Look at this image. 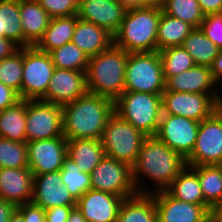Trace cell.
<instances>
[{"instance_id": "41", "label": "cell", "mask_w": 222, "mask_h": 222, "mask_svg": "<svg viewBox=\"0 0 222 222\" xmlns=\"http://www.w3.org/2000/svg\"><path fill=\"white\" fill-rule=\"evenodd\" d=\"M25 222H46L45 210L33 202L17 206Z\"/></svg>"}, {"instance_id": "50", "label": "cell", "mask_w": 222, "mask_h": 222, "mask_svg": "<svg viewBox=\"0 0 222 222\" xmlns=\"http://www.w3.org/2000/svg\"><path fill=\"white\" fill-rule=\"evenodd\" d=\"M66 222H87L84 218L82 212L79 210V208L76 206L72 209L70 212L69 218Z\"/></svg>"}, {"instance_id": "19", "label": "cell", "mask_w": 222, "mask_h": 222, "mask_svg": "<svg viewBox=\"0 0 222 222\" xmlns=\"http://www.w3.org/2000/svg\"><path fill=\"white\" fill-rule=\"evenodd\" d=\"M44 210L55 206L77 205L66 186L60 171L34 175L32 200Z\"/></svg>"}, {"instance_id": "27", "label": "cell", "mask_w": 222, "mask_h": 222, "mask_svg": "<svg viewBox=\"0 0 222 222\" xmlns=\"http://www.w3.org/2000/svg\"><path fill=\"white\" fill-rule=\"evenodd\" d=\"M116 222H158L151 194H137L123 200Z\"/></svg>"}, {"instance_id": "20", "label": "cell", "mask_w": 222, "mask_h": 222, "mask_svg": "<svg viewBox=\"0 0 222 222\" xmlns=\"http://www.w3.org/2000/svg\"><path fill=\"white\" fill-rule=\"evenodd\" d=\"M34 174L29 168H0V198L16 206L32 200Z\"/></svg>"}, {"instance_id": "45", "label": "cell", "mask_w": 222, "mask_h": 222, "mask_svg": "<svg viewBox=\"0 0 222 222\" xmlns=\"http://www.w3.org/2000/svg\"><path fill=\"white\" fill-rule=\"evenodd\" d=\"M19 48L20 47L12 40L5 37H0V61L11 56Z\"/></svg>"}, {"instance_id": "4", "label": "cell", "mask_w": 222, "mask_h": 222, "mask_svg": "<svg viewBox=\"0 0 222 222\" xmlns=\"http://www.w3.org/2000/svg\"><path fill=\"white\" fill-rule=\"evenodd\" d=\"M162 9L137 8L127 10L113 35V44L128 53L157 51V30Z\"/></svg>"}, {"instance_id": "21", "label": "cell", "mask_w": 222, "mask_h": 222, "mask_svg": "<svg viewBox=\"0 0 222 222\" xmlns=\"http://www.w3.org/2000/svg\"><path fill=\"white\" fill-rule=\"evenodd\" d=\"M210 67L195 65L165 79L164 91L220 94ZM220 91V92H219Z\"/></svg>"}, {"instance_id": "22", "label": "cell", "mask_w": 222, "mask_h": 222, "mask_svg": "<svg viewBox=\"0 0 222 222\" xmlns=\"http://www.w3.org/2000/svg\"><path fill=\"white\" fill-rule=\"evenodd\" d=\"M71 42L90 58L108 49L113 44V35L106 29L81 20L77 16V24Z\"/></svg>"}, {"instance_id": "24", "label": "cell", "mask_w": 222, "mask_h": 222, "mask_svg": "<svg viewBox=\"0 0 222 222\" xmlns=\"http://www.w3.org/2000/svg\"><path fill=\"white\" fill-rule=\"evenodd\" d=\"M67 156L81 172L90 174L106 155L99 139H72L67 140Z\"/></svg>"}, {"instance_id": "52", "label": "cell", "mask_w": 222, "mask_h": 222, "mask_svg": "<svg viewBox=\"0 0 222 222\" xmlns=\"http://www.w3.org/2000/svg\"><path fill=\"white\" fill-rule=\"evenodd\" d=\"M9 222H25L22 214L16 209L15 212L12 214Z\"/></svg>"}, {"instance_id": "38", "label": "cell", "mask_w": 222, "mask_h": 222, "mask_svg": "<svg viewBox=\"0 0 222 222\" xmlns=\"http://www.w3.org/2000/svg\"><path fill=\"white\" fill-rule=\"evenodd\" d=\"M0 168H28L26 142L0 137Z\"/></svg>"}, {"instance_id": "40", "label": "cell", "mask_w": 222, "mask_h": 222, "mask_svg": "<svg viewBox=\"0 0 222 222\" xmlns=\"http://www.w3.org/2000/svg\"><path fill=\"white\" fill-rule=\"evenodd\" d=\"M200 29L213 44L222 50V13L205 15Z\"/></svg>"}, {"instance_id": "29", "label": "cell", "mask_w": 222, "mask_h": 222, "mask_svg": "<svg viewBox=\"0 0 222 222\" xmlns=\"http://www.w3.org/2000/svg\"><path fill=\"white\" fill-rule=\"evenodd\" d=\"M193 29L194 27L189 23L171 17L162 11L157 30V51L182 46L183 41Z\"/></svg>"}, {"instance_id": "16", "label": "cell", "mask_w": 222, "mask_h": 222, "mask_svg": "<svg viewBox=\"0 0 222 222\" xmlns=\"http://www.w3.org/2000/svg\"><path fill=\"white\" fill-rule=\"evenodd\" d=\"M158 222H209V205H196L171 197L166 191L151 194Z\"/></svg>"}, {"instance_id": "36", "label": "cell", "mask_w": 222, "mask_h": 222, "mask_svg": "<svg viewBox=\"0 0 222 222\" xmlns=\"http://www.w3.org/2000/svg\"><path fill=\"white\" fill-rule=\"evenodd\" d=\"M164 78L175 76L195 66L191 55L182 47L174 46L159 51Z\"/></svg>"}, {"instance_id": "10", "label": "cell", "mask_w": 222, "mask_h": 222, "mask_svg": "<svg viewBox=\"0 0 222 222\" xmlns=\"http://www.w3.org/2000/svg\"><path fill=\"white\" fill-rule=\"evenodd\" d=\"M63 136L62 106L26 100V142Z\"/></svg>"}, {"instance_id": "48", "label": "cell", "mask_w": 222, "mask_h": 222, "mask_svg": "<svg viewBox=\"0 0 222 222\" xmlns=\"http://www.w3.org/2000/svg\"><path fill=\"white\" fill-rule=\"evenodd\" d=\"M209 222H222V201L210 207Z\"/></svg>"}, {"instance_id": "43", "label": "cell", "mask_w": 222, "mask_h": 222, "mask_svg": "<svg viewBox=\"0 0 222 222\" xmlns=\"http://www.w3.org/2000/svg\"><path fill=\"white\" fill-rule=\"evenodd\" d=\"M19 100L20 97L15 90L0 82V111L14 105Z\"/></svg>"}, {"instance_id": "5", "label": "cell", "mask_w": 222, "mask_h": 222, "mask_svg": "<svg viewBox=\"0 0 222 222\" xmlns=\"http://www.w3.org/2000/svg\"><path fill=\"white\" fill-rule=\"evenodd\" d=\"M161 95L124 91L114 101V113L146 136H155L162 115Z\"/></svg>"}, {"instance_id": "34", "label": "cell", "mask_w": 222, "mask_h": 222, "mask_svg": "<svg viewBox=\"0 0 222 222\" xmlns=\"http://www.w3.org/2000/svg\"><path fill=\"white\" fill-rule=\"evenodd\" d=\"M62 184L66 186L72 197L77 201L83 194L92 189L91 175L81 172L77 164L66 156L60 170Z\"/></svg>"}, {"instance_id": "15", "label": "cell", "mask_w": 222, "mask_h": 222, "mask_svg": "<svg viewBox=\"0 0 222 222\" xmlns=\"http://www.w3.org/2000/svg\"><path fill=\"white\" fill-rule=\"evenodd\" d=\"M88 92L86 72L55 68L46 94L40 100L63 106Z\"/></svg>"}, {"instance_id": "26", "label": "cell", "mask_w": 222, "mask_h": 222, "mask_svg": "<svg viewBox=\"0 0 222 222\" xmlns=\"http://www.w3.org/2000/svg\"><path fill=\"white\" fill-rule=\"evenodd\" d=\"M77 24V15L51 18L48 28L35 47L43 52L62 47L72 40Z\"/></svg>"}, {"instance_id": "7", "label": "cell", "mask_w": 222, "mask_h": 222, "mask_svg": "<svg viewBox=\"0 0 222 222\" xmlns=\"http://www.w3.org/2000/svg\"><path fill=\"white\" fill-rule=\"evenodd\" d=\"M146 137L143 132L114 113L104 128L101 142L106 156L132 167Z\"/></svg>"}, {"instance_id": "8", "label": "cell", "mask_w": 222, "mask_h": 222, "mask_svg": "<svg viewBox=\"0 0 222 222\" xmlns=\"http://www.w3.org/2000/svg\"><path fill=\"white\" fill-rule=\"evenodd\" d=\"M54 70L49 53L35 46L23 47L21 99L40 100L46 94Z\"/></svg>"}, {"instance_id": "30", "label": "cell", "mask_w": 222, "mask_h": 222, "mask_svg": "<svg viewBox=\"0 0 222 222\" xmlns=\"http://www.w3.org/2000/svg\"><path fill=\"white\" fill-rule=\"evenodd\" d=\"M182 47L191 55L196 65L211 67L221 51L199 28H194L183 41Z\"/></svg>"}, {"instance_id": "31", "label": "cell", "mask_w": 222, "mask_h": 222, "mask_svg": "<svg viewBox=\"0 0 222 222\" xmlns=\"http://www.w3.org/2000/svg\"><path fill=\"white\" fill-rule=\"evenodd\" d=\"M20 0H0V37L12 40L23 47V29L20 17Z\"/></svg>"}, {"instance_id": "46", "label": "cell", "mask_w": 222, "mask_h": 222, "mask_svg": "<svg viewBox=\"0 0 222 222\" xmlns=\"http://www.w3.org/2000/svg\"><path fill=\"white\" fill-rule=\"evenodd\" d=\"M17 206L0 198V222H9Z\"/></svg>"}, {"instance_id": "18", "label": "cell", "mask_w": 222, "mask_h": 222, "mask_svg": "<svg viewBox=\"0 0 222 222\" xmlns=\"http://www.w3.org/2000/svg\"><path fill=\"white\" fill-rule=\"evenodd\" d=\"M127 10L116 0H79L78 18L98 25L114 35Z\"/></svg>"}, {"instance_id": "32", "label": "cell", "mask_w": 222, "mask_h": 222, "mask_svg": "<svg viewBox=\"0 0 222 222\" xmlns=\"http://www.w3.org/2000/svg\"><path fill=\"white\" fill-rule=\"evenodd\" d=\"M198 173L204 201L211 207L222 201V166H192Z\"/></svg>"}, {"instance_id": "17", "label": "cell", "mask_w": 222, "mask_h": 222, "mask_svg": "<svg viewBox=\"0 0 222 222\" xmlns=\"http://www.w3.org/2000/svg\"><path fill=\"white\" fill-rule=\"evenodd\" d=\"M124 198L90 189L77 200V207L87 222H116Z\"/></svg>"}, {"instance_id": "42", "label": "cell", "mask_w": 222, "mask_h": 222, "mask_svg": "<svg viewBox=\"0 0 222 222\" xmlns=\"http://www.w3.org/2000/svg\"><path fill=\"white\" fill-rule=\"evenodd\" d=\"M76 205L55 206L45 210L46 222H66Z\"/></svg>"}, {"instance_id": "3", "label": "cell", "mask_w": 222, "mask_h": 222, "mask_svg": "<svg viewBox=\"0 0 222 222\" xmlns=\"http://www.w3.org/2000/svg\"><path fill=\"white\" fill-rule=\"evenodd\" d=\"M127 61L128 52L114 44L90 57L86 70L88 91L115 101L125 89Z\"/></svg>"}, {"instance_id": "53", "label": "cell", "mask_w": 222, "mask_h": 222, "mask_svg": "<svg viewBox=\"0 0 222 222\" xmlns=\"http://www.w3.org/2000/svg\"><path fill=\"white\" fill-rule=\"evenodd\" d=\"M216 110L222 116V95H221V93L217 97V109Z\"/></svg>"}, {"instance_id": "49", "label": "cell", "mask_w": 222, "mask_h": 222, "mask_svg": "<svg viewBox=\"0 0 222 222\" xmlns=\"http://www.w3.org/2000/svg\"><path fill=\"white\" fill-rule=\"evenodd\" d=\"M126 10L142 8V0H116Z\"/></svg>"}, {"instance_id": "28", "label": "cell", "mask_w": 222, "mask_h": 222, "mask_svg": "<svg viewBox=\"0 0 222 222\" xmlns=\"http://www.w3.org/2000/svg\"><path fill=\"white\" fill-rule=\"evenodd\" d=\"M0 137L16 142H26V100L0 111Z\"/></svg>"}, {"instance_id": "44", "label": "cell", "mask_w": 222, "mask_h": 222, "mask_svg": "<svg viewBox=\"0 0 222 222\" xmlns=\"http://www.w3.org/2000/svg\"><path fill=\"white\" fill-rule=\"evenodd\" d=\"M205 15L222 13V0H197Z\"/></svg>"}, {"instance_id": "47", "label": "cell", "mask_w": 222, "mask_h": 222, "mask_svg": "<svg viewBox=\"0 0 222 222\" xmlns=\"http://www.w3.org/2000/svg\"><path fill=\"white\" fill-rule=\"evenodd\" d=\"M210 68L213 74L214 82L217 88H219V86L222 85V82H221L222 81V50L219 52L218 56L214 59V62Z\"/></svg>"}, {"instance_id": "1", "label": "cell", "mask_w": 222, "mask_h": 222, "mask_svg": "<svg viewBox=\"0 0 222 222\" xmlns=\"http://www.w3.org/2000/svg\"><path fill=\"white\" fill-rule=\"evenodd\" d=\"M186 166V159L181 154L169 148L156 136H147L132 166L133 181L138 194L165 191ZM142 176L148 178L150 183L154 182L156 190L139 187Z\"/></svg>"}, {"instance_id": "11", "label": "cell", "mask_w": 222, "mask_h": 222, "mask_svg": "<svg viewBox=\"0 0 222 222\" xmlns=\"http://www.w3.org/2000/svg\"><path fill=\"white\" fill-rule=\"evenodd\" d=\"M187 166L222 164V116L217 110L200 122L195 146Z\"/></svg>"}, {"instance_id": "23", "label": "cell", "mask_w": 222, "mask_h": 222, "mask_svg": "<svg viewBox=\"0 0 222 222\" xmlns=\"http://www.w3.org/2000/svg\"><path fill=\"white\" fill-rule=\"evenodd\" d=\"M23 47L35 46L48 28L51 17L37 0H20Z\"/></svg>"}, {"instance_id": "39", "label": "cell", "mask_w": 222, "mask_h": 222, "mask_svg": "<svg viewBox=\"0 0 222 222\" xmlns=\"http://www.w3.org/2000/svg\"><path fill=\"white\" fill-rule=\"evenodd\" d=\"M51 18L78 14L79 0H37Z\"/></svg>"}, {"instance_id": "6", "label": "cell", "mask_w": 222, "mask_h": 222, "mask_svg": "<svg viewBox=\"0 0 222 222\" xmlns=\"http://www.w3.org/2000/svg\"><path fill=\"white\" fill-rule=\"evenodd\" d=\"M164 87L165 78L159 51L128 53L124 91L162 94Z\"/></svg>"}, {"instance_id": "37", "label": "cell", "mask_w": 222, "mask_h": 222, "mask_svg": "<svg viewBox=\"0 0 222 222\" xmlns=\"http://www.w3.org/2000/svg\"><path fill=\"white\" fill-rule=\"evenodd\" d=\"M23 47L0 61V82L15 90L21 99Z\"/></svg>"}, {"instance_id": "9", "label": "cell", "mask_w": 222, "mask_h": 222, "mask_svg": "<svg viewBox=\"0 0 222 222\" xmlns=\"http://www.w3.org/2000/svg\"><path fill=\"white\" fill-rule=\"evenodd\" d=\"M90 175L94 190L109 192L124 199L138 194L132 167L127 163L105 156Z\"/></svg>"}, {"instance_id": "2", "label": "cell", "mask_w": 222, "mask_h": 222, "mask_svg": "<svg viewBox=\"0 0 222 222\" xmlns=\"http://www.w3.org/2000/svg\"><path fill=\"white\" fill-rule=\"evenodd\" d=\"M113 114L112 99L88 92L62 106L63 136L67 140H101L104 128Z\"/></svg>"}, {"instance_id": "51", "label": "cell", "mask_w": 222, "mask_h": 222, "mask_svg": "<svg viewBox=\"0 0 222 222\" xmlns=\"http://www.w3.org/2000/svg\"><path fill=\"white\" fill-rule=\"evenodd\" d=\"M165 0H142V8H158L162 9Z\"/></svg>"}, {"instance_id": "13", "label": "cell", "mask_w": 222, "mask_h": 222, "mask_svg": "<svg viewBox=\"0 0 222 222\" xmlns=\"http://www.w3.org/2000/svg\"><path fill=\"white\" fill-rule=\"evenodd\" d=\"M199 125L190 118L162 114L155 136L186 159L195 146Z\"/></svg>"}, {"instance_id": "14", "label": "cell", "mask_w": 222, "mask_h": 222, "mask_svg": "<svg viewBox=\"0 0 222 222\" xmlns=\"http://www.w3.org/2000/svg\"><path fill=\"white\" fill-rule=\"evenodd\" d=\"M28 168L34 175L60 171L67 156L64 136L26 142Z\"/></svg>"}, {"instance_id": "33", "label": "cell", "mask_w": 222, "mask_h": 222, "mask_svg": "<svg viewBox=\"0 0 222 222\" xmlns=\"http://www.w3.org/2000/svg\"><path fill=\"white\" fill-rule=\"evenodd\" d=\"M55 68L86 72L89 57L73 42L49 52Z\"/></svg>"}, {"instance_id": "25", "label": "cell", "mask_w": 222, "mask_h": 222, "mask_svg": "<svg viewBox=\"0 0 222 222\" xmlns=\"http://www.w3.org/2000/svg\"><path fill=\"white\" fill-rule=\"evenodd\" d=\"M165 191L180 201L208 205L204 201L198 173L192 166H186Z\"/></svg>"}, {"instance_id": "12", "label": "cell", "mask_w": 222, "mask_h": 222, "mask_svg": "<svg viewBox=\"0 0 222 222\" xmlns=\"http://www.w3.org/2000/svg\"><path fill=\"white\" fill-rule=\"evenodd\" d=\"M220 94L164 91L162 114L183 116L201 122L217 109Z\"/></svg>"}, {"instance_id": "35", "label": "cell", "mask_w": 222, "mask_h": 222, "mask_svg": "<svg viewBox=\"0 0 222 222\" xmlns=\"http://www.w3.org/2000/svg\"><path fill=\"white\" fill-rule=\"evenodd\" d=\"M162 11L189 23L194 28H199L205 19V14L197 0H165Z\"/></svg>"}]
</instances>
